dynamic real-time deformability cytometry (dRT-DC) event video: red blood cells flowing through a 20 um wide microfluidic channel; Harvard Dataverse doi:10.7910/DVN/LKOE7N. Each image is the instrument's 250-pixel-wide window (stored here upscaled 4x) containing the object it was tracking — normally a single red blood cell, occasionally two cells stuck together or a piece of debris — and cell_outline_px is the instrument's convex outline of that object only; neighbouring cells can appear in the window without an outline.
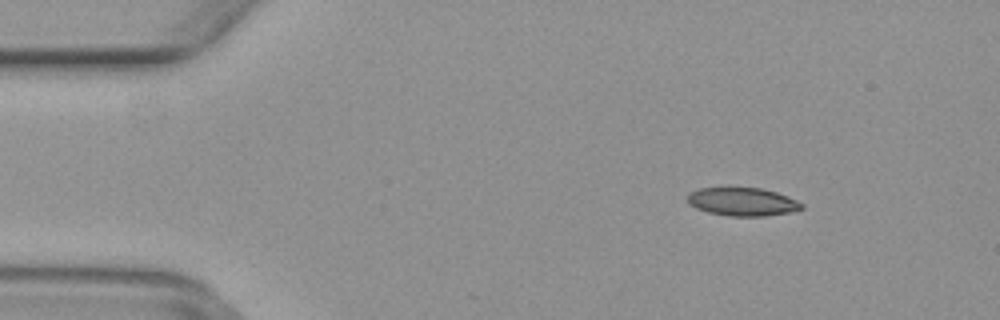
{"species": "common noctule bat (a hibernating species)", "species_latin": "Nyctalus noctula", "temperature_condition": "warm", "stored_images_in_passage": 49, "camera_frame_rate_fps": 3000, "um_per_image_px": 0.085, "animal": {"sex": "female", "body_mass_g": 29.2, "forearm_length_mm": 56.3}, "frame": {"image": 1, "passage_image": 6, "time_ms": 1.667, "image_size_px": [1000, 320], "cell_outline_px": [[804, 208], [792, 212], [764, 216], [728, 216], [708, 212], [696, 208], [688, 204], [688, 192], [700, 188], [760, 188], [776, 192], [788, 196], [804, 204]], "centroid_in_image_um": [63.12, 17.15], "position_along_channel_um": 21.9, "area_um2": 18.84}}
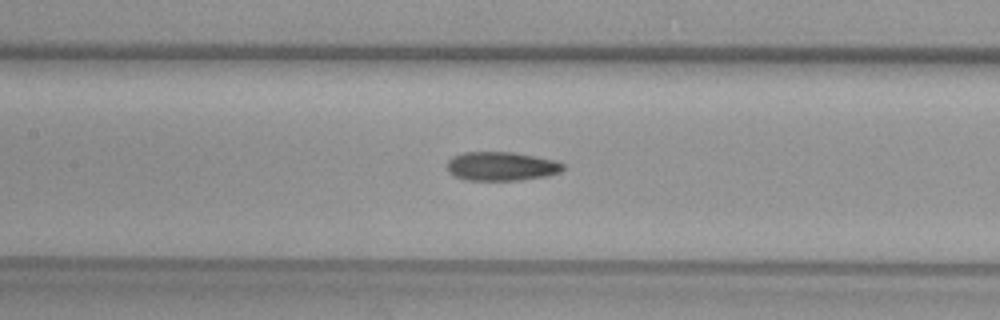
{"frame": {"image": 2, "passage_image": 22, "time_ms": 7.0, "image_size_px": [1000, 320], "cell_outline_px": [[564, 168], [560, 172], [544, 176], [516, 180], [464, 180], [452, 176], [448, 172], [448, 160], [452, 156], [464, 152], [512, 152], [536, 156], [556, 160], [564, 164]], "centroid_in_image_um": [42.58, 14.13], "position_along_channel_um": 164.8, "area_um2": 19.59}}
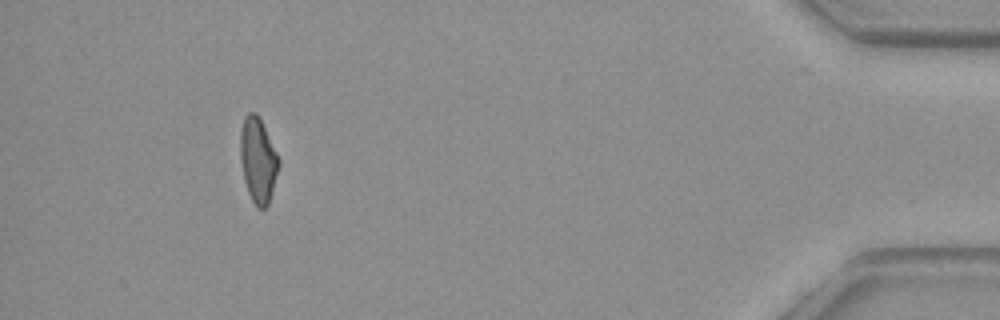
{"frame": {"image": 3, "passage_image": 45, "time_ms": 14.667, "image_size_px": [1000, 320], "cell_outline_px": [[280, 160], [268, 204], [264, 208], [256, 208], [248, 192], [244, 180], [240, 160], [240, 132], [244, 116], [248, 112], [256, 112]], "centroid_in_image_um": [21.89, 13.6], "position_along_channel_um": 413.3, "area_um2": 18.67}}